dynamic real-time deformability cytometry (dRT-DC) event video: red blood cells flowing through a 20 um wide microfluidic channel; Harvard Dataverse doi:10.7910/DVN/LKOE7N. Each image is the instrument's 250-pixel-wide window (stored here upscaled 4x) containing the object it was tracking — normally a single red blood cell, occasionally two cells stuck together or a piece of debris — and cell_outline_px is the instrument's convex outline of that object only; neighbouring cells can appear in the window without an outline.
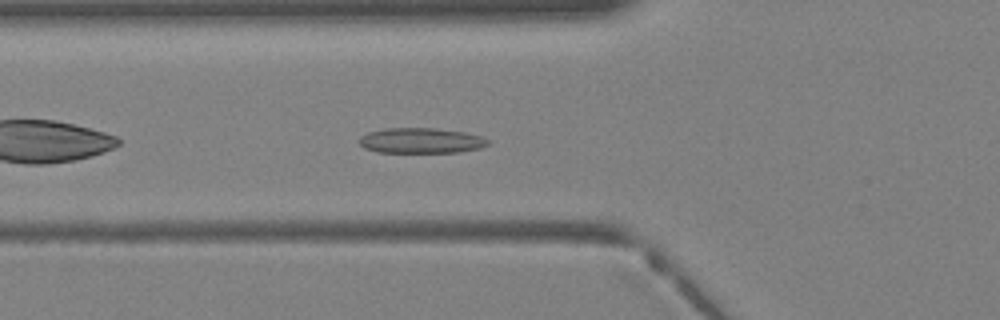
{"species": "Egyptian fruit bat (a non-hibernating species)", "species_latin": "Rousettus aegyptiacus", "temperature_condition": "warm", "stored_images_in_passage": 29, "camera_frame_rate_fps": 3000, "um_per_image_px": 0.085, "animal": {"sex": "female"}, "frame": {"image": 1, "passage_image": 3, "time_ms": 0.667, "image_size_px": [1000, 320], "cell_outline_px": [[492, 140], [488, 144], [480, 148], [460, 152], [376, 152], [364, 148], [356, 140], [360, 136], [368, 132], [384, 128], [432, 128], [464, 132], [484, 136]], "centroid_in_image_um": [35.78, 11.95], "position_along_channel_um": 90.0, "area_um2": 19.25}}
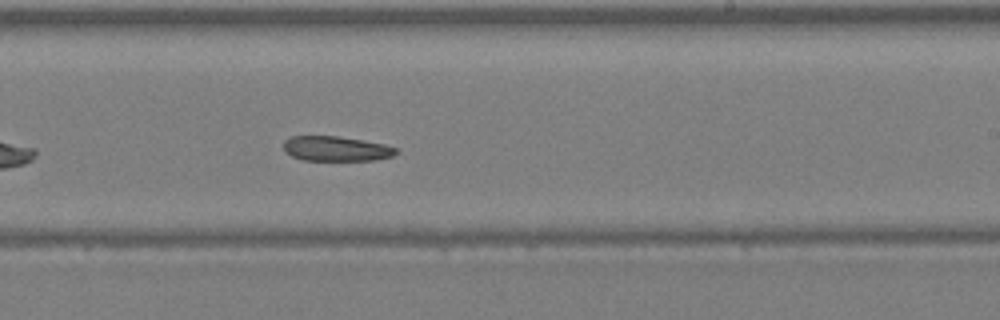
{"frame": {"image": 2, "passage_image": 13, "time_ms": 4.0, "image_size_px": [1000, 320], "cell_outline_px": [[400, 152], [392, 156], [376, 160], [304, 160], [292, 156], [284, 152], [284, 140], [288, 136], [336, 136], [384, 144], [400, 148]], "centroid_in_image_um": [28.59, 12.64], "position_along_channel_um": 260.4, "area_um2": 16.42}}
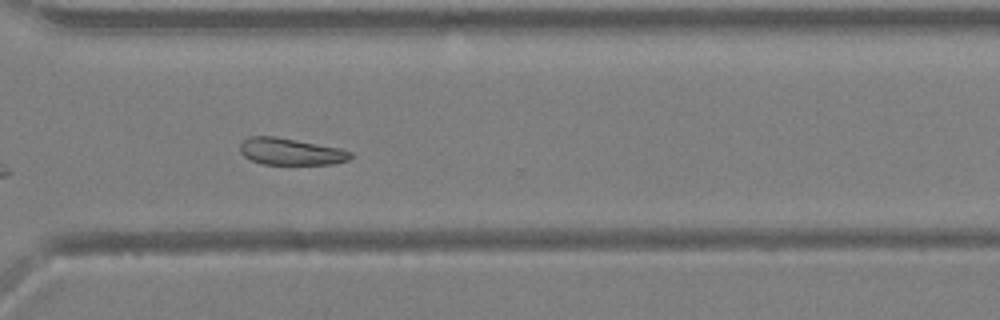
{"frame": {"image": 3, "passage_image": 18, "time_ms": 5.667, "image_size_px": [1000, 320], "cell_outline_px": [[352, 156], [348, 160], [332, 164], [260, 164], [244, 156], [240, 152], [240, 144], [248, 136], [276, 136], [340, 148], [352, 152]], "centroid_in_image_um": [24.69, 12.88], "position_along_channel_um": 345.9, "area_um2": 17.28}}